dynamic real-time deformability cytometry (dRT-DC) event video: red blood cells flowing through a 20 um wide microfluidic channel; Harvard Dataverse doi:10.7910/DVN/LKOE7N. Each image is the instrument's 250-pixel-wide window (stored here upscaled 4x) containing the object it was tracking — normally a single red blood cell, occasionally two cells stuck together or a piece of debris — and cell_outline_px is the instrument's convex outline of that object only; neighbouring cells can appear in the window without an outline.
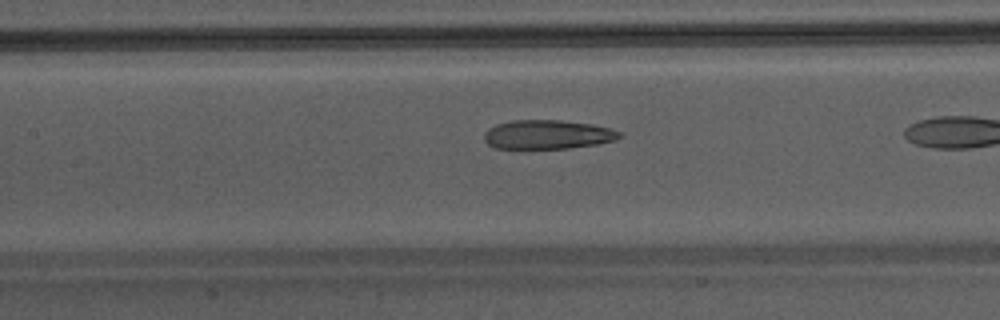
{"species": "Egyptian fruit bat (a non-hibernating species)", "species_latin": "Rousettus aegyptiacus", "temperature_condition": "warm", "stored_images_in_passage": 35, "camera_frame_rate_fps": 3000, "um_per_image_px": 0.085, "animal": {"sex": "male"}, "frame": {"image": 1, "passage_image": 20, "time_ms": 6.333, "image_size_px": [1000, 320], "cell_outline_px": [[620, 136], [612, 140], [596, 144], [568, 148], [496, 148], [488, 144], [484, 140], [484, 132], [488, 128], [496, 124], [512, 120], [560, 120], [592, 124], [608, 128], [620, 132]], "centroid_in_image_um": [46.47, 11.42], "position_along_channel_um": 160.9, "area_um2": 22.66}}